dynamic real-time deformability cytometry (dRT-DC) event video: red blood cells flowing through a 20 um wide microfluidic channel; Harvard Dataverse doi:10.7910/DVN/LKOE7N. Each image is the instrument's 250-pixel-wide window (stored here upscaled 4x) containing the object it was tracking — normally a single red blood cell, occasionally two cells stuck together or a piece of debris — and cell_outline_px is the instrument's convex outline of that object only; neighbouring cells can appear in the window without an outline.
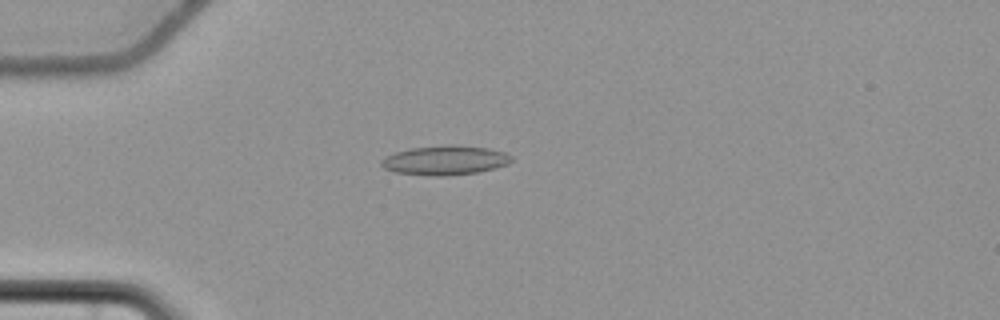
{"species": "common noctule bat (a hibernating species)", "species_latin": "Nyctalus noctula", "temperature_condition": "cold", "stored_images_in_passage": 58, "camera_frame_rate_fps": 3000, "um_per_image_px": 0.085, "animal": {"sex": "female", "body_mass_g": 22.7, "forearm_length_mm": 54.2}, "frame": {"image": 1, "passage_image": 17, "time_ms": 5.333, "image_size_px": [1000, 320], "cell_outline_px": [[512, 160], [508, 164], [496, 168], [480, 172], [448, 176], [436, 176], [396, 172], [384, 168], [380, 164], [380, 160], [384, 156], [396, 152], [412, 148], [448, 144], [488, 148], [504, 152], [512, 156]], "centroid_in_image_um": [37.84, 13.62], "position_along_channel_um": 47.2, "area_um2": 22.37}}
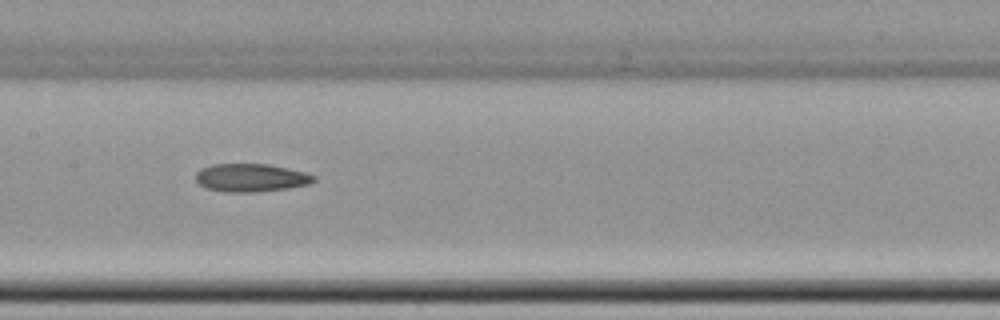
{"frame": {"image": 2, "passage_image": 30, "time_ms": 9.667, "image_size_px": [1000, 320], "cell_outline_px": [[316, 180], [308, 184], [288, 188], [256, 192], [224, 192], [208, 188], [200, 184], [196, 180], [196, 172], [200, 168], [212, 164], [268, 164], [288, 168], [304, 172], [316, 176]], "centroid_in_image_um": [21.33, 15.1], "position_along_channel_um": 186.1, "area_um2": 19.31}}
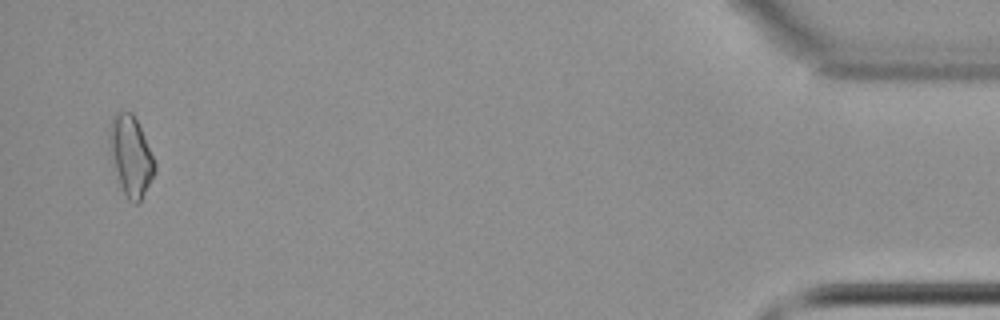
{"frame": {"image": 3, "passage_image": 56, "time_ms": 18.333, "image_size_px": [1000, 320], "cell_outline_px": [[156, 168], [140, 204], [132, 204], [128, 200], [120, 184], [108, 144], [108, 124], [112, 116], [116, 112], [132, 112], [140, 128], [156, 164]], "centroid_in_image_um": [11.09, 13.24], "position_along_channel_um": 424.1, "area_um2": 20.92}}